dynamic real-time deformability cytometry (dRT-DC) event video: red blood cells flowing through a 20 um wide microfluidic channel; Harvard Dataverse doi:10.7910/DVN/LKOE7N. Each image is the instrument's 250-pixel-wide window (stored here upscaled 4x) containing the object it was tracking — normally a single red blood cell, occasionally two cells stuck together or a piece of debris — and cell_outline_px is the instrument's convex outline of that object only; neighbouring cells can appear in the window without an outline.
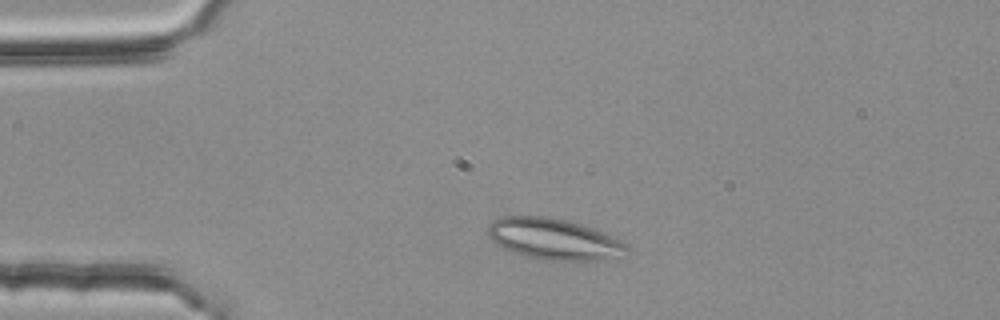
{"species": "common noctule bat (a hibernating species)", "species_latin": "Nyctalus noctula", "temperature_condition": "room temperature", "stored_images_in_passage": 2, "camera_frame_rate_fps": 3000, "um_per_image_px": 0.085, "animal": {"sex": "female", "body_mass_g": 25.1}, "frame": {"image": 1, "passage_image": 1, "time_ms": 0.0, "image_size_px": [1000, 320], "cell_outline_px": [[632, 252], [600, 260], [544, 260], [528, 256], [504, 248], [496, 244], [488, 236], [488, 224], [492, 220], [504, 216], [548, 216], [568, 220], [592, 228], [620, 240], [628, 244], [632, 248]], "centroid_in_image_um": [47.1, 20.31], "position_along_channel_um": 37.9, "area_um2": 33.23}}